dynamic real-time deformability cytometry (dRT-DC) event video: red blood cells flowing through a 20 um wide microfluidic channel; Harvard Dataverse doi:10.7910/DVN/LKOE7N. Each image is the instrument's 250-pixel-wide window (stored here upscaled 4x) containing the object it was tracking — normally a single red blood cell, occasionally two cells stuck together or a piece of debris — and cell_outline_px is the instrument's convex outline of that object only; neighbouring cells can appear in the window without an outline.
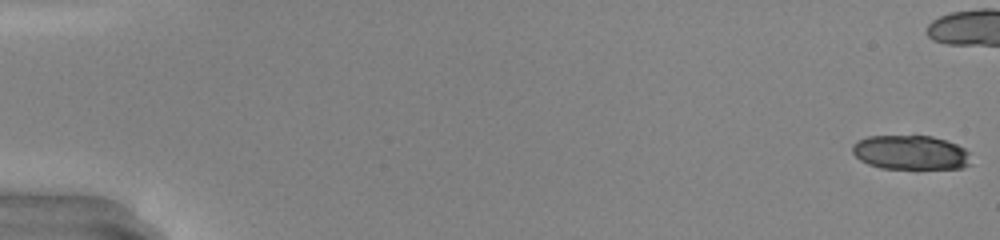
{"species": "common noctule bat (a hibernating species)", "species_latin": "Nyctalus noctula", "temperature_condition": "warm", "stored_images_in_passage": 42, "camera_frame_rate_fps": 3000, "um_per_image_px": 0.085, "animal": {"sex": "male", "body_mass_g": 20.0, "forearm_length_mm": 53.3}, "frame": {"image": 1, "passage_image": 1, "time_ms": 0.0, "image_size_px": [1000, 240], "cell_outline_px": [[972, 164], [960, 168], [916, 172], [880, 168], [868, 164], [860, 160], [852, 152], [852, 144], [856, 140], [868, 136], [932, 136], [956, 144], [972, 152]], "centroid_in_image_um": [77.46, 13.03], "position_along_channel_um": 7.5, "area_um2": 25.09}}